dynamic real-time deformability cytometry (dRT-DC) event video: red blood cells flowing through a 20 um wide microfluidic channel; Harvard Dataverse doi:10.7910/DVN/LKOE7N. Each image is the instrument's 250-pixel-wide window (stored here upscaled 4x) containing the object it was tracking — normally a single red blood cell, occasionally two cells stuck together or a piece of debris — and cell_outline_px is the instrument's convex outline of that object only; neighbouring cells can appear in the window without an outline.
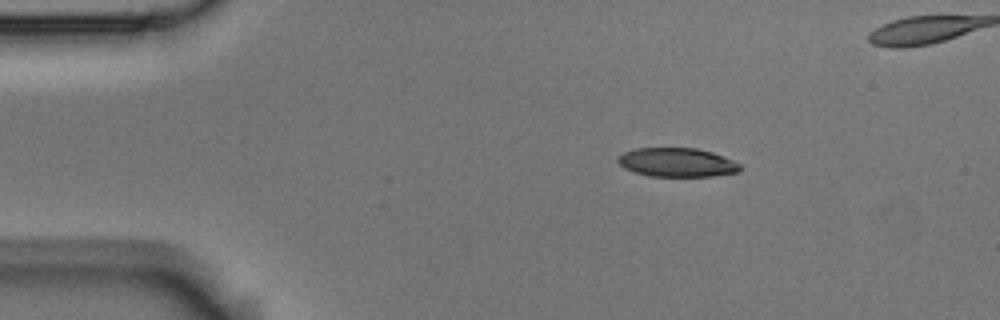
{"species": "Egyptian fruit bat (a non-hibernating species)", "species_latin": "Rousettus aegyptiacus", "temperature_condition": "room temperature", "stored_images_in_passage": 3, "camera_frame_rate_fps": 3000, "um_per_image_px": 0.085, "animal": {"sex": "male"}, "frame": {"image": 1, "passage_image": 1, "time_ms": 0.0, "image_size_px": [1000, 320], "cell_outline_px": [[744, 168], [740, 172], [712, 176], [648, 176], [624, 168], [616, 160], [624, 152], [636, 148], [696, 148], [712, 152], [732, 160], [740, 164]], "centroid_in_image_um": [57.58, 13.81], "position_along_channel_um": 27.4, "area_um2": 20.58}}